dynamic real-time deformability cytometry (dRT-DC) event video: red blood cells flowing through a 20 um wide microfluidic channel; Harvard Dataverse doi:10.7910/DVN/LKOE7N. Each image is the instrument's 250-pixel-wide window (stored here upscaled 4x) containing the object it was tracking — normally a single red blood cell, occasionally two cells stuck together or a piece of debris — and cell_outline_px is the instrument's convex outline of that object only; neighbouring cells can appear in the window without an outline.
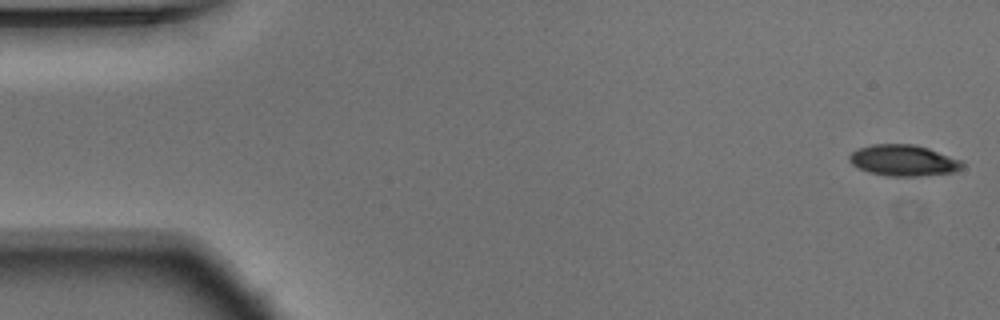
{"species": "Egyptian fruit bat (a non-hibernating species)", "species_latin": "Rousettus aegyptiacus", "temperature_condition": "warm", "stored_images_in_passage": 53, "camera_frame_rate_fps": 3000, "um_per_image_px": 0.085, "animal": {"sex": "male"}, "frame": {"image": 1, "passage_image": 1, "time_ms": 0.0, "image_size_px": [1000, 320], "cell_outline_px": [[964, 168], [956, 172], [924, 176], [888, 176], [868, 172], [856, 168], [848, 160], [848, 156], [852, 152], [860, 148], [872, 144], [912, 144], [928, 148], [964, 160]], "centroid_in_image_um": [76.83, 13.65], "position_along_channel_um": 8.2, "area_um2": 20.87}}
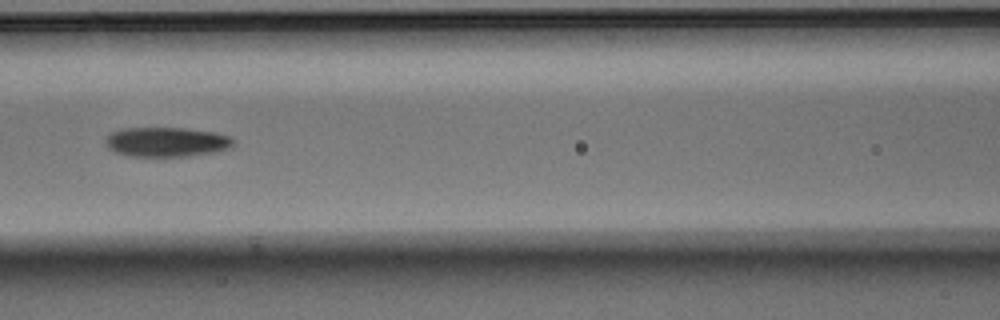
{"frame": {"image": 2, "passage_image": 23, "time_ms": 7.333, "image_size_px": [1000, 320], "cell_outline_px": [[236, 140], [232, 148], [212, 152], [188, 156], [128, 156], [116, 152], [108, 148], [104, 144], [104, 140], [112, 132], [120, 128], [184, 128], [216, 132], [232, 136]], "centroid_in_image_um": [14.18, 12.06], "position_along_channel_um": 152.4, "area_um2": 22.31}}
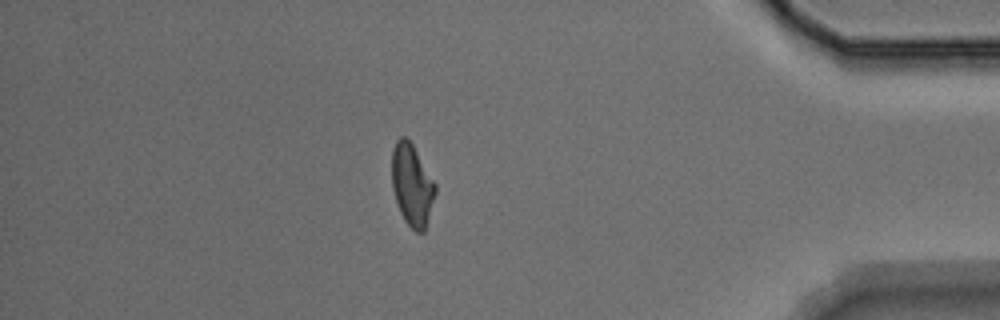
{"frame": {"image": 3, "passage_image": 46, "time_ms": 15.0, "image_size_px": [1000, 320], "cell_outline_px": [[436, 192], [424, 232], [416, 232], [404, 220], [400, 212], [392, 188], [392, 148], [396, 140], [400, 136], [404, 136], [412, 144], [436, 184]], "centroid_in_image_um": [35.01, 15.71], "position_along_channel_um": 400.2, "area_um2": 20.58}, "authors_computed_cell_mechanics": {"area_um2": 21.3282, "velocity_mm_per_s": 3.7462, "shape_relaxation_time_tau1_ms": 4.1168, "shape_relaxation_time_tau2_ms": null, "deformation_change_tau1": 0.151, "deformation_change_tau2": null}}